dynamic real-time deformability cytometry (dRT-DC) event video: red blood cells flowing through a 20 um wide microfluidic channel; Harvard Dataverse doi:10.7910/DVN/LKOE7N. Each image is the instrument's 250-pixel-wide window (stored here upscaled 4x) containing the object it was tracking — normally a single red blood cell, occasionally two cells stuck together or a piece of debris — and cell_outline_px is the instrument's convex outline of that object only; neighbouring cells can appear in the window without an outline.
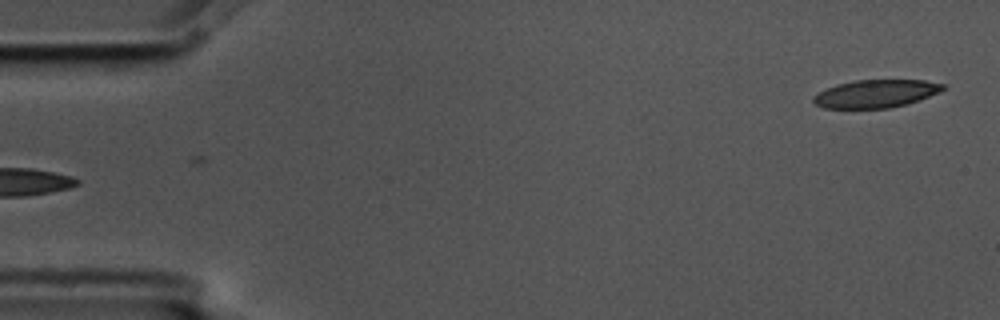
{"species": "common noctule bat (a hibernating species)", "species_latin": "Nyctalus noctula", "temperature_condition": "cold", "stored_images_in_passage": 6, "segment_of_instrument_passage": [2, 2], "camera_frame_rate_fps": 3000, "um_per_image_px": 0.085, "animal": {"sex": "male", "body_mass_g": 17.5, "forearm_length_mm": 52.3}, "frame": {"image": 1, "passage_image": 6, "time_ms": 1.667, "image_size_px": [1000, 320], "cell_outline_px": [[944, 88], [940, 92], [920, 100], [888, 108], [824, 108], [816, 104], [812, 100], [812, 96], [836, 84], [856, 80], [924, 80], [944, 84]], "centroid_in_image_um": [74.44, 7.96], "position_along_channel_um": 10.6, "area_um2": 20.92}}